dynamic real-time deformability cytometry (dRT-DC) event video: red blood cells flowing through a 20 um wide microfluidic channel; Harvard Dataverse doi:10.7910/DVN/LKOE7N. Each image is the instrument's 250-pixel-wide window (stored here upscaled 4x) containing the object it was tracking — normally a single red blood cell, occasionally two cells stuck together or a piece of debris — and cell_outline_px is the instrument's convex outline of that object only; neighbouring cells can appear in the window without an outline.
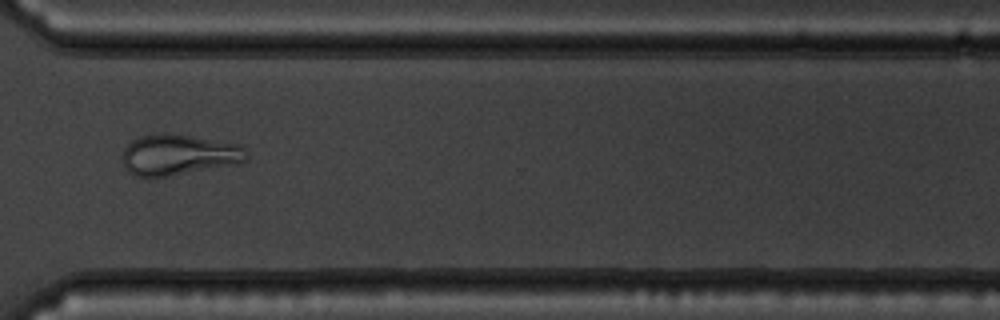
{"species": "common noctule bat (a hibernating species)", "species_latin": "Nyctalus noctula", "temperature_condition": "warm", "stored_images_in_passage": 53, "camera_frame_rate_fps": 3000, "um_per_image_px": 0.085, "animal": {"sex": "male", "body_mass_g": 19.5, "forearm_length_mm": 54.6}, "frame": {"image": 1, "passage_image": 40, "time_ms": 13.0, "image_size_px": [1000, 320], "cell_outline_px": [[248, 160], [236, 164], [152, 180], [136, 176], [128, 172], [124, 168], [120, 156], [124, 148], [132, 140], [140, 136], [164, 132], [240, 144], [244, 148], [248, 156]], "centroid_in_image_um": [15.12, 13.19], "position_along_channel_um": 355.5, "area_um2": 30.35}}
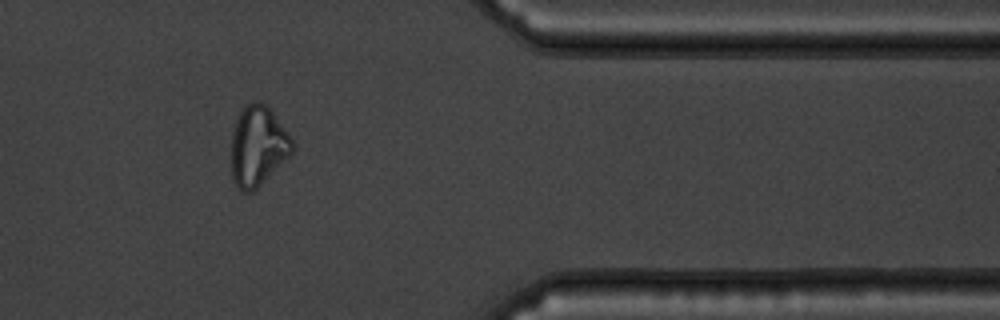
{"frame": {"image": 2, "passage_image": 44, "time_ms": 14.333, "image_size_px": [1000, 320], "cell_outline_px": [[296, 148], [252, 192], [240, 192], [236, 188], [232, 180], [232, 132], [236, 120], [240, 112], [252, 100], [256, 100], [264, 104], [272, 112], [284, 128], [292, 140]], "centroid_in_image_um": [21.89, 12.43], "position_along_channel_um": 389.5, "area_um2": 27.98}}
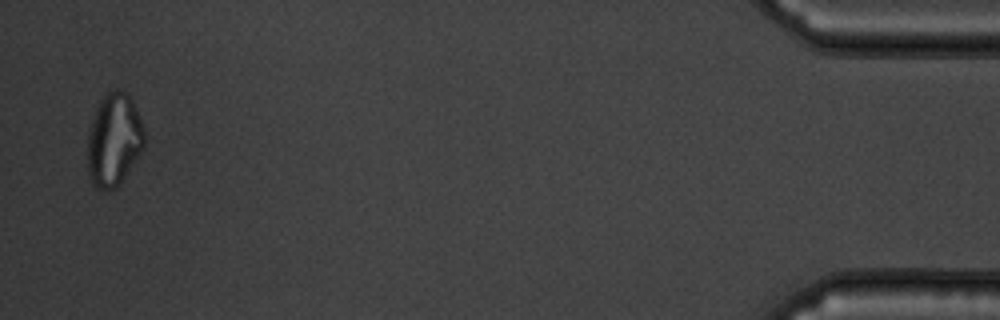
{"frame": {"image": 3, "passage_image": 52, "time_ms": 17.0, "image_size_px": [1000, 320], "cell_outline_px": [[144, 148], [124, 176], [108, 192], [104, 192], [96, 188], [92, 184], [88, 176], [88, 132], [96, 108], [100, 100], [108, 92], [116, 88], [128, 92], [140, 116], [144, 128]], "centroid_in_image_um": [9.68, 11.86], "position_along_channel_um": 425.5, "area_um2": 30.75}}